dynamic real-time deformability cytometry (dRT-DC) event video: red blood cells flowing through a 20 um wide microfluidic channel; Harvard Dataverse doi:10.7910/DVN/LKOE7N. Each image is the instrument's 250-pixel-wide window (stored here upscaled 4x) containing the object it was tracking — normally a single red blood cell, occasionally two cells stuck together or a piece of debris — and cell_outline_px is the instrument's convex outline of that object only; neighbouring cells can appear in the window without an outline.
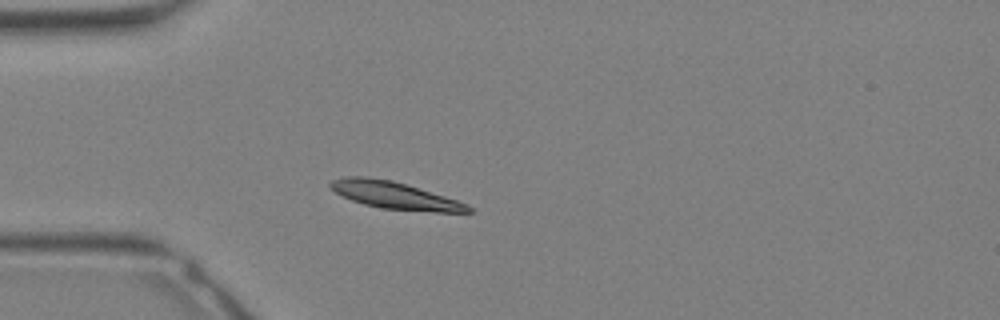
{"species": "Egyptian fruit bat (a non-hibernating species)", "species_latin": "Rousettus aegyptiacus", "temperature_condition": "warm", "stored_images_in_passage": 9, "camera_frame_rate_fps": 3000, "um_per_image_px": 0.085, "animal": {"sex": "female"}, "frame": {"image": 1, "passage_image": 6, "time_ms": 1.667, "image_size_px": [1000, 320], "cell_outline_px": [[472, 212], [432, 212], [380, 208], [364, 204], [352, 200], [328, 188], [328, 184], [332, 180], [344, 176], [364, 176], [392, 180], [408, 184], [468, 204], [472, 208]], "centroid_in_image_um": [33.53, 16.59], "position_along_channel_um": 51.5, "area_um2": 21.91}}
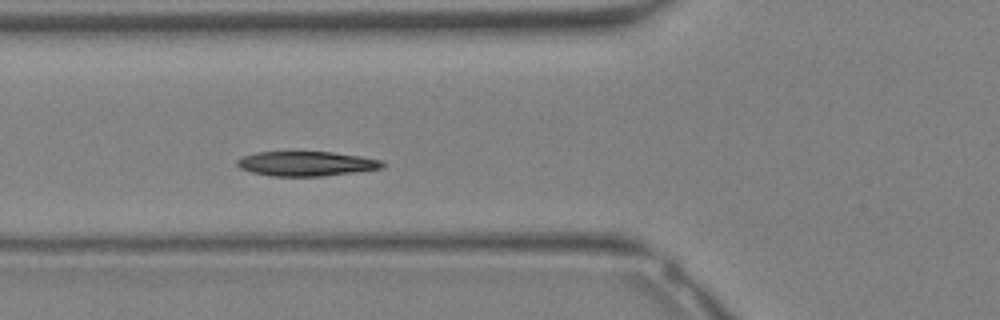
{"frame": {"image": 2, "passage_image": 9, "time_ms": 2.667, "image_size_px": [1000, 320], "cell_outline_px": [[384, 168], [356, 172], [324, 176], [272, 176], [252, 172], [240, 168], [236, 164], [236, 160], [244, 156], [256, 152], [332, 152], [360, 156], [380, 160], [384, 164]], "centroid_in_image_um": [26.04, 13.91], "position_along_channel_um": 99.8, "area_um2": 20.81}}